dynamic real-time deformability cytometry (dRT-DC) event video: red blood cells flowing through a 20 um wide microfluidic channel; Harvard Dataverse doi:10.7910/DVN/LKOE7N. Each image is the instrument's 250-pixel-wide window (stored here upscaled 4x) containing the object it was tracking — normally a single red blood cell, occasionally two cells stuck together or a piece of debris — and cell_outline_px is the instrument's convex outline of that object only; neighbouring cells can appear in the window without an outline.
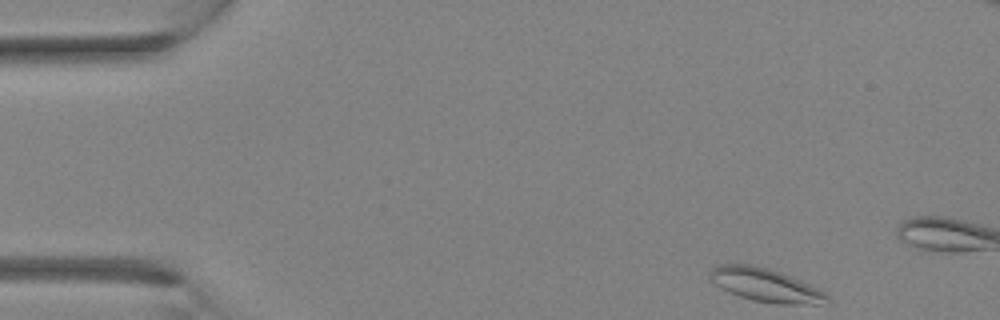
{"species": "Egyptian fruit bat (a non-hibernating species)", "species_latin": "Rousettus aegyptiacus", "temperature_condition": "room temperature", "stored_images_in_passage": 3, "camera_frame_rate_fps": 3000, "um_per_image_px": 0.085, "animal": {"sex": "female"}, "frame": {"image": 1, "passage_image": 1, "time_ms": 0.0, "image_size_px": [1000, 320], "cell_outline_px": [[832, 304], [776, 304], [752, 300], [728, 292], [720, 288], [708, 280], [708, 272], [716, 264], [752, 264], [768, 268], [780, 272], [820, 288], [828, 292], [832, 296]], "centroid_in_image_um": [65.12, 24.24], "position_along_channel_um": 19.9, "area_um2": 23.58}}